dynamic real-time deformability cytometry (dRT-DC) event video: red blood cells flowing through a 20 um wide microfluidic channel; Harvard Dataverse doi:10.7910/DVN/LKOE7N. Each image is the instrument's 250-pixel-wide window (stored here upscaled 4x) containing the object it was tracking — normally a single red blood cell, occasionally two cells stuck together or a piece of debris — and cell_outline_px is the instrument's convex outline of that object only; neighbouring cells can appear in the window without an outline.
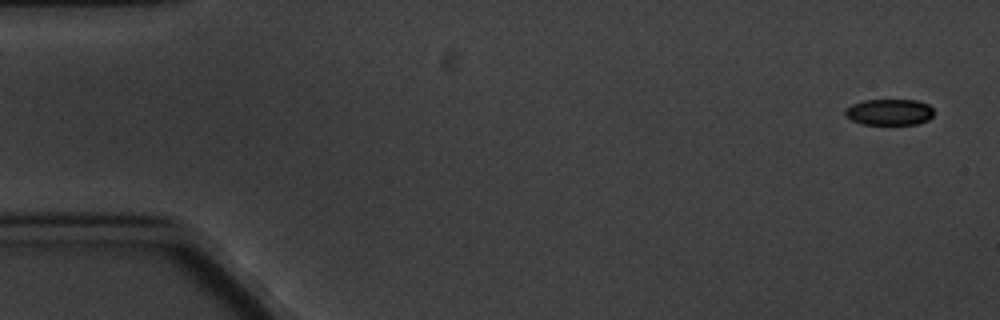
{"species": "common noctule bat (a hibernating species)", "species_latin": "Nyctalus noctula", "temperature_condition": "cold", "stored_images_in_passage": 7, "camera_frame_rate_fps": 3000, "um_per_image_px": 0.085, "animal": {"sex": "male", "body_mass_g": 20.1, "forearm_length_mm": 53.5}, "frame": {"image": 1, "passage_image": 1, "time_ms": 0.0, "image_size_px": [1000, 320], "cell_outline_px": [[932, 116], [928, 120], [916, 124], [864, 124], [852, 120], [844, 116], [844, 108], [852, 104], [864, 100], [916, 100], [928, 104], [932, 108]], "centroid_in_image_um": [75.56, 9.52], "position_along_channel_um": 9.4, "area_um2": 13.53}}
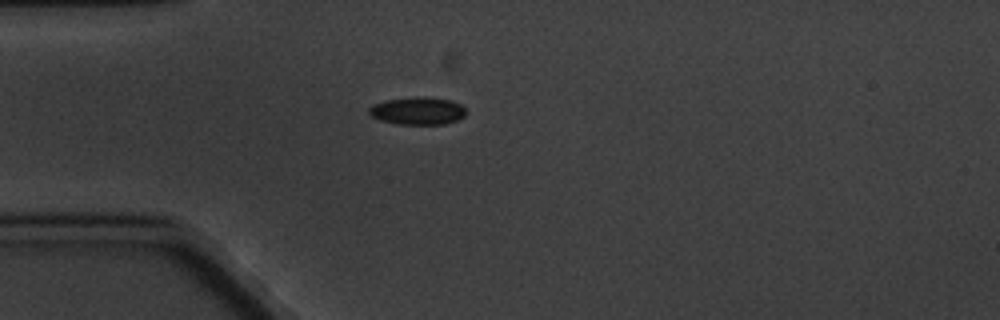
{"frame": {"image": 2, "passage_image": 5, "time_ms": 4.667, "image_size_px": [1000, 320], "cell_outline_px": [[464, 116], [456, 120], [444, 124], [396, 124], [380, 120], [372, 116], [368, 112], [368, 108], [372, 104], [388, 100], [416, 96], [452, 100], [460, 104], [464, 108]], "centroid_in_image_um": [35.47, 9.42], "position_along_channel_um": 49.5, "area_um2": 15.49}}